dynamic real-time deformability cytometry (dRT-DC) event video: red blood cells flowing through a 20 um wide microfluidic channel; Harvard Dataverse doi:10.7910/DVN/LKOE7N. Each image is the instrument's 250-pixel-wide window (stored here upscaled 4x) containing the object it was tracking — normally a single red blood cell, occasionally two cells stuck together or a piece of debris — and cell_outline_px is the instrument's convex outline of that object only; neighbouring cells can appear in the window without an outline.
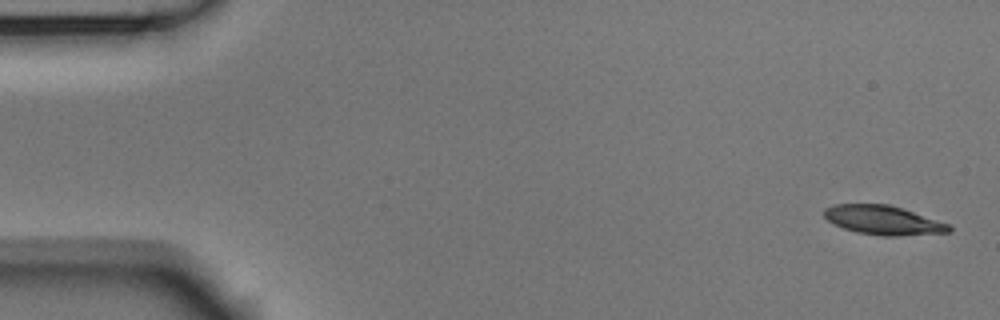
{"species": "Egyptian fruit bat (a non-hibernating species)", "species_latin": "Rousettus aegyptiacus", "temperature_condition": "room temperature", "stored_images_in_passage": 5, "camera_frame_rate_fps": 3000, "um_per_image_px": 0.085, "animal": {"sex": "male"}, "frame": {"image": 1, "passage_image": 1, "time_ms": 0.0, "image_size_px": [1000, 320], "cell_outline_px": [[952, 232], [896, 236], [884, 236], [856, 232], [844, 228], [828, 220], [824, 216], [824, 208], [832, 204], [888, 204], [948, 224], [952, 228]], "centroid_in_image_um": [75.04, 18.71], "position_along_channel_um": 10.0, "area_um2": 20.87}}
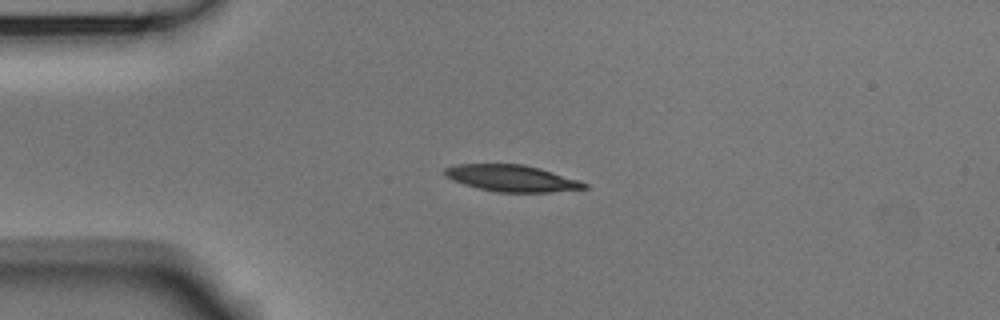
{"frame": {"image": 2, "passage_image": 4, "time_ms": 1.0, "image_size_px": [1000, 320], "cell_outline_px": [[588, 188], [548, 192], [496, 192], [476, 188], [452, 180], [444, 176], [444, 168], [456, 164], [524, 164], [540, 168], [580, 180], [588, 184]], "centroid_in_image_um": [43.48, 15.15], "position_along_channel_um": 41.5, "area_um2": 21.73}}